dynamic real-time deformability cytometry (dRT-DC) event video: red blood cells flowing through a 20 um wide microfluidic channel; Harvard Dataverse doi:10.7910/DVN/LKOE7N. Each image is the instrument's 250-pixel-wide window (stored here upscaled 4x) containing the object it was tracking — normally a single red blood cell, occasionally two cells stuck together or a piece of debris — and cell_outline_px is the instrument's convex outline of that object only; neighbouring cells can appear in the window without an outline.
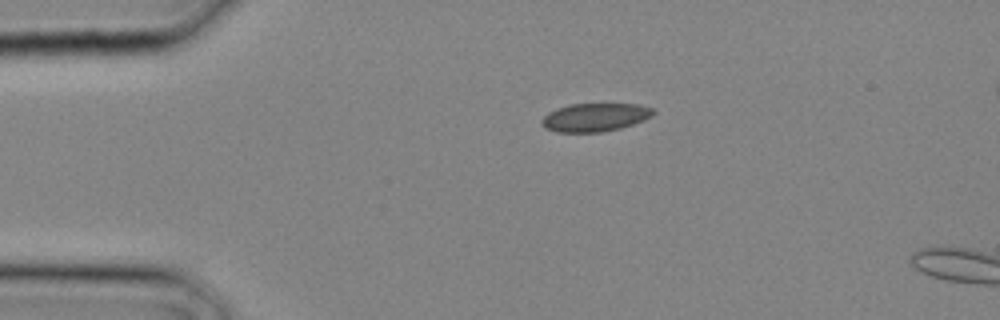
{"species": "common noctule bat (a hibernating species)", "species_latin": "Nyctalus noctula", "temperature_condition": "cold", "stored_images_in_passage": 2, "camera_frame_rate_fps": 3000, "um_per_image_px": 0.085, "animal": {"sex": "male", "body_mass_g": 20.4}, "frame": {"image": 1, "passage_image": 1, "time_ms": 0.0, "image_size_px": [1000, 320], "cell_outline_px": [[656, 112], [652, 116], [644, 120], [620, 128], [600, 132], [556, 132], [544, 128], [540, 124], [540, 120], [548, 112], [556, 108], [568, 104], [640, 104], [656, 108]], "centroid_in_image_um": [50.57, 9.96], "position_along_channel_um": 34.4, "area_um2": 18.67}}